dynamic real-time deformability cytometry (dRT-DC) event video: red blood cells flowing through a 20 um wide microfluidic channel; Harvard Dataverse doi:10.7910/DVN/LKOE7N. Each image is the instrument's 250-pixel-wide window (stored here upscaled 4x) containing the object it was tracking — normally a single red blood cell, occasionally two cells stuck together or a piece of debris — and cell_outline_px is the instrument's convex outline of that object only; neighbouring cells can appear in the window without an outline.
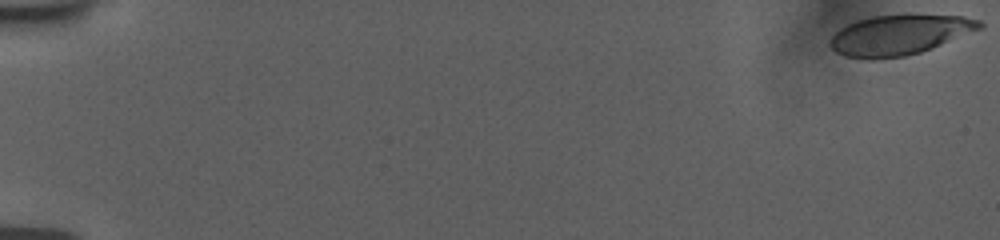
{"species": "human", "species_latin": "Homo sapiens", "temperature_condition": "room temperature", "stored_images_in_passage": 89, "camera_frame_rate_fps": 3000, "um_per_image_px": 0.085, "donor": {"sex": "female"}, "frame": {"image": 1, "passage_image": 1, "time_ms": 0.0, "image_size_px": [1000, 240], "cell_outline_px": [[984, 28], [920, 52], [904, 56], [872, 60], [844, 56], [836, 52], [828, 44], [828, 40], [840, 28], [856, 20], [872, 16], [904, 12], [912, 12], [964, 16], [980, 20], [984, 24]], "centroid_in_image_um": [76.48, 2.92], "position_along_channel_um": 8.5, "area_um2": 36.07}}
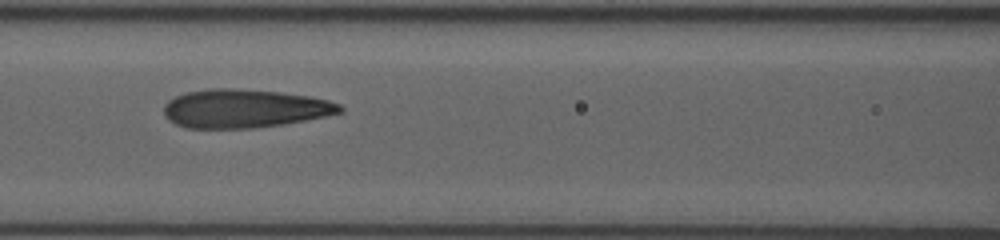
{"frame": {"image": 2, "passage_image": 45, "time_ms": 8.667, "image_size_px": [1000, 240], "cell_outline_px": [[344, 112], [284, 124], [252, 128], [184, 128], [168, 120], [164, 116], [164, 104], [168, 100], [184, 92], [208, 88], [232, 88], [280, 92], [308, 96], [328, 100], [340, 104], [344, 108]], "centroid_in_image_um": [20.74, 9.22], "position_along_channel_um": 145.9, "area_um2": 39.71}}
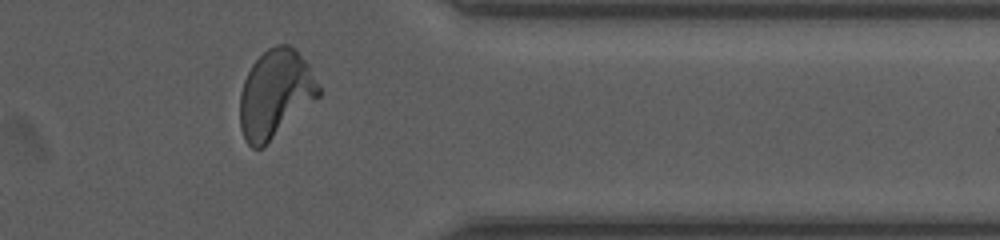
{"frame": {"image": 3, "passage_image": 75, "time_ms": 15.333, "image_size_px": [1000, 240], "cell_outline_px": [[320, 96], [264, 148], [252, 148], [244, 140], [240, 128], [240, 92], [244, 80], [252, 64], [268, 48], [276, 44], [288, 44], [296, 48], [308, 64], [320, 88]], "centroid_in_image_um": [23.4, 8.0], "position_along_channel_um": 388.0, "area_um2": 40.69}, "authors_computed_cell_mechanics": {"area_um2": 38.2636, "velocity_mm_per_s": 3.7634, "shape_relaxation_time_tau1_ms": 8.6628, "shape_relaxation_time_tau2_ms": 1.0708, "deformation_change_tau1": 0.269, "deformation_change_tau2": 0.1009}}